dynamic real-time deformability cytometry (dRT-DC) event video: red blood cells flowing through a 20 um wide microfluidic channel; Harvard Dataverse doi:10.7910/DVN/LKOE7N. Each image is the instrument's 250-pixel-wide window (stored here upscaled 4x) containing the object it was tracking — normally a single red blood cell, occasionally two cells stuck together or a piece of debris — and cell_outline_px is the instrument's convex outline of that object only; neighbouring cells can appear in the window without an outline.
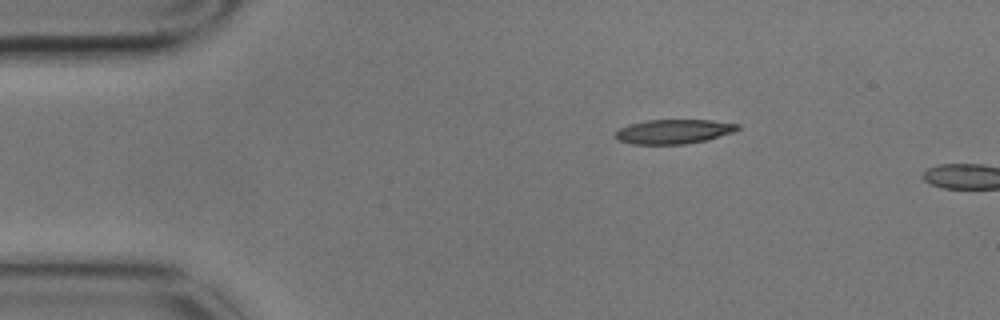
{"species": "common noctule bat (a hibernating species)", "species_latin": "Nyctalus noctula", "temperature_condition": "cold", "stored_images_in_passage": 2, "camera_frame_rate_fps": 3000, "um_per_image_px": 0.085, "animal": {"sex": "male", "body_mass_g": 17.9}, "frame": {"image": 1, "passage_image": 1, "time_ms": 0.0, "image_size_px": [1000, 320], "cell_outline_px": [[740, 128], [736, 132], [704, 140], [684, 144], [632, 144], [616, 140], [616, 132], [620, 128], [628, 124], [644, 120], [712, 120], [740, 124]], "centroid_in_image_um": [57.27, 11.17], "position_along_channel_um": 27.7, "area_um2": 17.46}}